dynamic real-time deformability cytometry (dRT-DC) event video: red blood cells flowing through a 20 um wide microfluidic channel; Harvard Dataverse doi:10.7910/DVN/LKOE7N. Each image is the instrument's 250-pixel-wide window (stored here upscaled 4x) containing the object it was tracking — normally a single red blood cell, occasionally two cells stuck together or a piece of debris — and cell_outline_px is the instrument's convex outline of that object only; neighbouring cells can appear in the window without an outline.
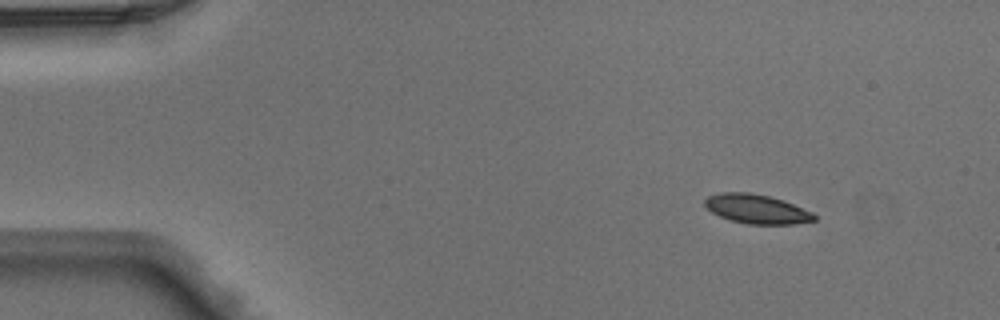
{"species": "Egyptian fruit bat (a non-hibernating species)", "species_latin": "Rousettus aegyptiacus", "temperature_condition": "warm", "stored_images_in_passage": 43, "camera_frame_rate_fps": 3000, "um_per_image_px": 0.085, "animal": {"sex": "male"}, "frame": {"image": 1, "passage_image": 1, "time_ms": 0.0, "image_size_px": [1000, 320], "cell_outline_px": [[816, 220], [792, 224], [748, 224], [732, 220], [720, 216], [712, 212], [704, 204], [704, 200], [708, 196], [720, 192], [752, 192], [784, 200], [812, 212], [816, 216]], "centroid_in_image_um": [64.32, 17.75], "position_along_channel_um": 20.7, "area_um2": 18.55}}
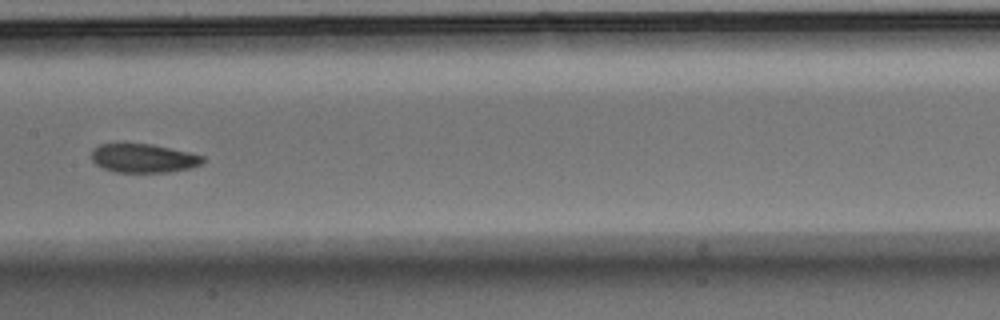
{"frame": {"image": 2, "passage_image": 20, "time_ms": 6.333, "image_size_px": [1000, 320], "cell_outline_px": [[204, 164], [192, 168], [168, 172], [116, 172], [104, 168], [96, 164], [92, 160], [92, 148], [100, 144], [124, 140], [152, 144], [188, 152], [204, 156]], "centroid_in_image_um": [12.16, 13.4], "position_along_channel_um": 195.2, "area_um2": 19.42}}
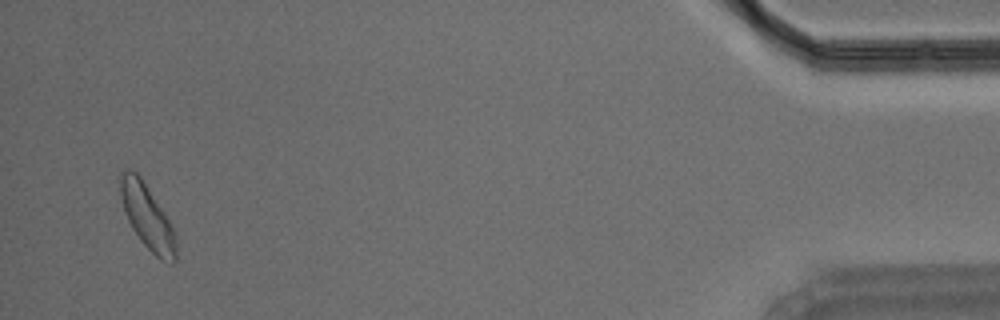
{"frame": {"image": 3, "passage_image": 42, "time_ms": 13.667, "image_size_px": [1000, 320], "cell_outline_px": [[176, 260], [172, 264], [160, 260], [140, 240], [132, 228], [124, 212], [116, 180], [120, 172], [128, 168], [132, 168], [140, 176], [176, 232]], "centroid_in_image_um": [12.47, 18.39], "position_along_channel_um": 422.7, "area_um2": 21.21}}